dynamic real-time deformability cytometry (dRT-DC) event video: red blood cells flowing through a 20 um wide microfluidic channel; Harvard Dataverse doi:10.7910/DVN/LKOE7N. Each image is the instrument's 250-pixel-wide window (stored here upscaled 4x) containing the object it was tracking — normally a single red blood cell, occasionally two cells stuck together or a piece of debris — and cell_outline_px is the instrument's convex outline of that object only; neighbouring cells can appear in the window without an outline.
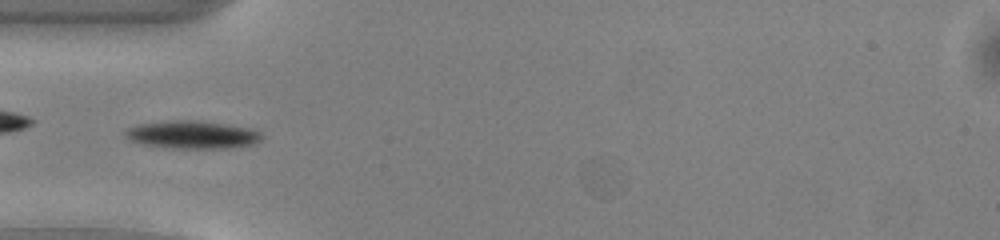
{"species": "common noctule bat (a hibernating species)", "species_latin": "Nyctalus noctula", "temperature_condition": "warm", "stored_images_in_passage": 42, "camera_frame_rate_fps": 3000, "um_per_image_px": 0.085, "animal": {"sex": "male", "body_mass_g": 13.0, "forearm_length_mm": 53.1}, "frame": {"image": 1, "passage_image": 16, "time_ms": 5.0, "image_size_px": [1000, 240], "cell_outline_px": [[264, 136], [260, 140], [252, 144], [228, 148], [168, 148], [144, 144], [128, 140], [124, 136], [124, 132], [128, 128], [140, 124], [172, 120], [192, 120], [252, 128], [260, 132]], "centroid_in_image_um": [16.33, 11.45], "position_along_channel_um": 68.7, "area_um2": 22.02}}
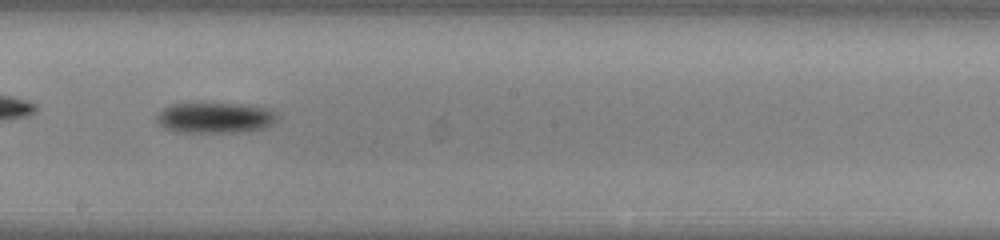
{"frame": {"image": 2, "passage_image": 28, "time_ms": 9.0, "image_size_px": [1000, 240], "cell_outline_px": [[280, 120], [264, 128], [236, 132], [180, 132], [164, 128], [156, 120], [156, 116], [164, 108], [172, 104], [240, 104], [268, 108], [276, 112], [280, 116]], "centroid_in_image_um": [18.34, 10.01], "position_along_channel_um": 229.9, "area_um2": 21.44}}
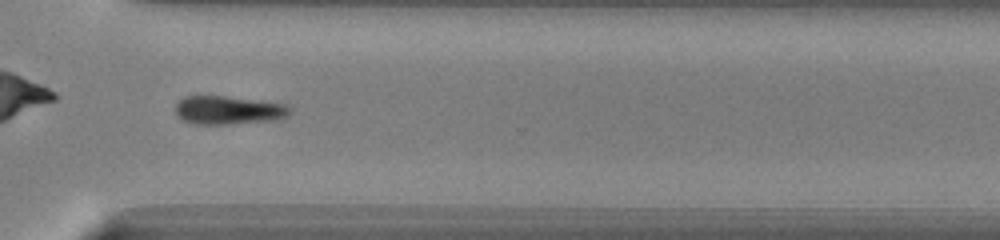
{"frame": {"image": 3, "passage_image": 37, "time_ms": 12.0, "image_size_px": [1000, 240], "cell_outline_px": [[292, 112], [288, 116], [276, 120], [228, 124], [196, 124], [180, 120], [176, 112], [176, 104], [184, 96], [224, 96], [284, 104], [292, 108]], "centroid_in_image_um": [19.42, 9.37], "position_along_channel_um": 351.2, "area_um2": 18.96}}